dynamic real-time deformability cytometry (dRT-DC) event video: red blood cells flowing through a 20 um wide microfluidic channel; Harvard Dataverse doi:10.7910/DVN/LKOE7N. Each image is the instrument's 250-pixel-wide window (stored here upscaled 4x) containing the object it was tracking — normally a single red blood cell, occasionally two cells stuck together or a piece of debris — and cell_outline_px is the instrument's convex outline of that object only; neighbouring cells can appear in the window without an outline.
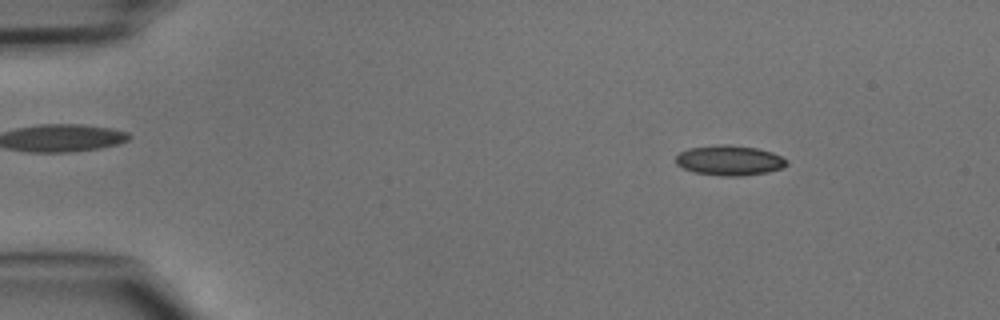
{"species": "common noctule bat (a hibernating species)", "species_latin": "Nyctalus noctula", "temperature_condition": "cold", "stored_images_in_passage": 43, "camera_frame_rate_fps": 3000, "um_per_image_px": 0.085, "animal": {"sex": "male", "body_mass_g": 15.6}, "frame": {"image": 1, "passage_image": 2, "time_ms": 0.333, "image_size_px": [1000, 320], "cell_outline_px": [[788, 164], [780, 168], [768, 172], [740, 176], [720, 176], [692, 172], [680, 168], [676, 164], [676, 156], [680, 152], [688, 148], [716, 144], [728, 144], [756, 148], [772, 152], [788, 160]], "centroid_in_image_um": [61.96, 13.63], "position_along_channel_um": 23.0, "area_um2": 19.65}}
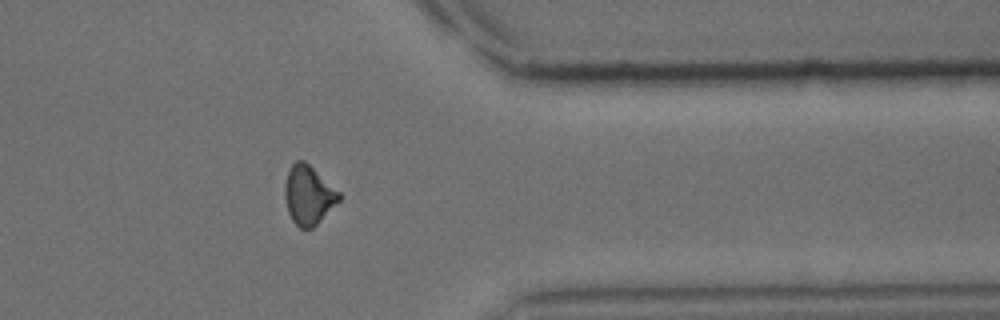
{"frame": {"image": 2, "passage_image": 34, "time_ms": 11.0, "image_size_px": [1000, 320], "cell_outline_px": [[340, 200], [312, 228], [300, 228], [292, 220], [288, 212], [284, 196], [284, 184], [288, 168], [296, 160], [304, 160], [340, 192]], "centroid_in_image_um": [26.19, 16.56], "position_along_channel_um": 385.2, "area_um2": 18.55}}
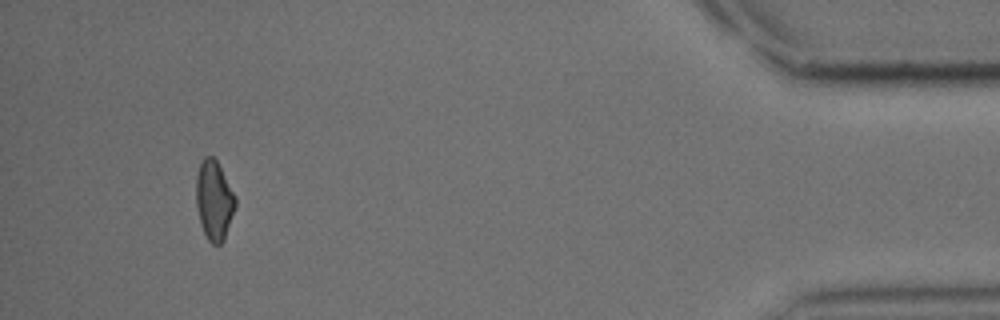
{"frame": {"image": 3, "passage_image": 40, "time_ms": 13.0, "image_size_px": [1000, 320], "cell_outline_px": [[236, 204], [224, 240], [220, 244], [212, 244], [208, 240], [200, 224], [196, 204], [196, 176], [200, 160], [204, 156], [212, 156], [216, 160], [236, 196]], "centroid_in_image_um": [18.18, 17.01], "position_along_channel_um": 417.0, "area_um2": 18.21}}